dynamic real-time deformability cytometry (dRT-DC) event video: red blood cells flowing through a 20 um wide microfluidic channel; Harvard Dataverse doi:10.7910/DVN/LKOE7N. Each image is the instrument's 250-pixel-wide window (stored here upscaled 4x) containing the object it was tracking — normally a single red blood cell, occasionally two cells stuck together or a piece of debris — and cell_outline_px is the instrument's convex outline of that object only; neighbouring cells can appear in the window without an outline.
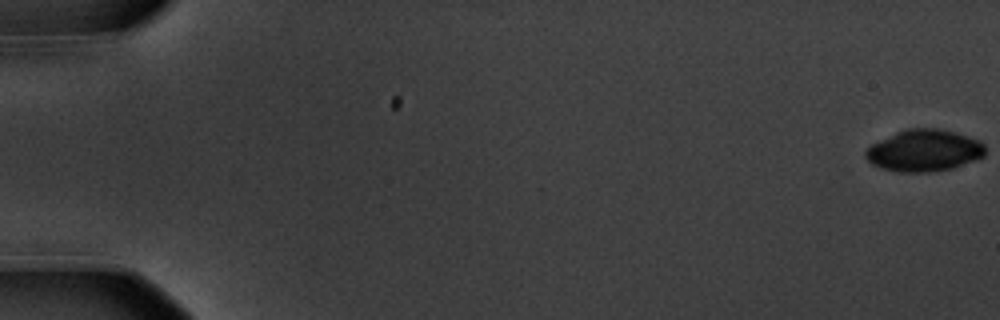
{"species": "common noctule bat (a hibernating species)", "species_latin": "Nyctalus noctula", "temperature_condition": "warm", "stored_images_in_passage": 12, "camera_frame_rate_fps": 3000, "um_per_image_px": 0.085, "animal": {"sex": "male", "body_mass_g": 20.1, "forearm_length_mm": 53.5}, "frame": {"image": 1, "passage_image": 1, "time_ms": 0.0, "image_size_px": [1000, 320], "cell_outline_px": [[984, 156], [976, 160], [952, 168], [928, 172], [896, 172], [880, 168], [872, 164], [864, 156], [864, 152], [872, 144], [896, 132], [908, 128], [936, 128], [968, 136], [980, 140], [984, 144]], "centroid_in_image_um": [78.54, 12.8], "position_along_channel_um": 6.5, "area_um2": 29.07}}